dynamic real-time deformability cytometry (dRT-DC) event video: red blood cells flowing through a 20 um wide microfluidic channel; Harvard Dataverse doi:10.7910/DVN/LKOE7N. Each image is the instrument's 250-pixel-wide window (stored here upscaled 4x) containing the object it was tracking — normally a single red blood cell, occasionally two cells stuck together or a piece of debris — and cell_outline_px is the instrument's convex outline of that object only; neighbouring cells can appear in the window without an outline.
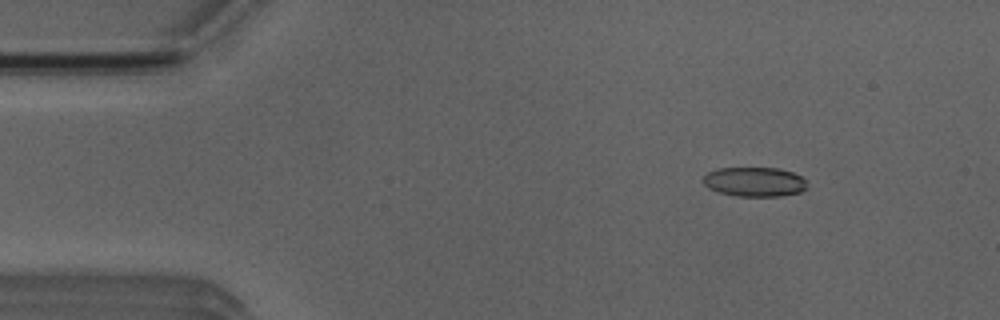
{"species": "Egyptian fruit bat (a non-hibernating species)", "species_latin": "Rousettus aegyptiacus", "temperature_condition": "room temperature", "stored_images_in_passage": 5, "camera_frame_rate_fps": 3000, "um_per_image_px": 0.085, "animal": {"sex": "male"}, "frame": {"image": 1, "passage_image": 2, "time_ms": 1.333, "image_size_px": [1000, 320], "cell_outline_px": [[808, 188], [800, 192], [780, 196], [736, 196], [720, 192], [708, 188], [700, 180], [708, 172], [716, 168], [780, 168], [792, 172], [800, 176], [804, 180]], "centroid_in_image_um": [64.11, 15.45], "position_along_channel_um": 20.9, "area_um2": 17.92}}
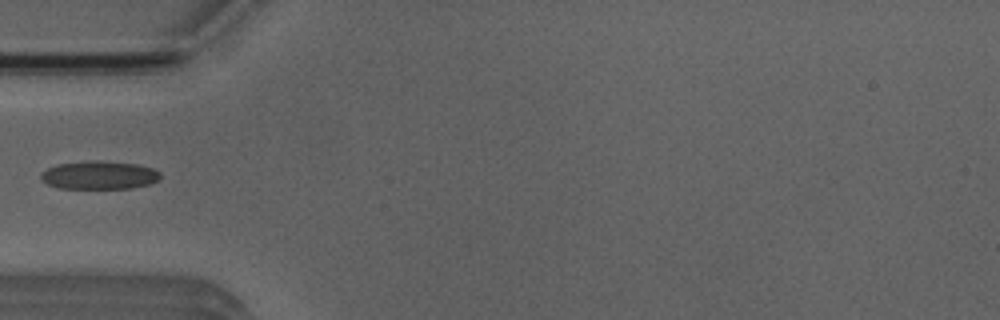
{"frame": {"image": 2, "passage_image": 5, "time_ms": 4.667, "image_size_px": [1000, 320], "cell_outline_px": [[160, 176], [152, 184], [132, 188], [56, 188], [40, 180], [40, 172], [56, 164], [92, 160], [100, 160], [136, 164], [152, 168], [160, 172]], "centroid_in_image_um": [8.4, 14.88], "position_along_channel_um": 76.6, "area_um2": 19.83}}